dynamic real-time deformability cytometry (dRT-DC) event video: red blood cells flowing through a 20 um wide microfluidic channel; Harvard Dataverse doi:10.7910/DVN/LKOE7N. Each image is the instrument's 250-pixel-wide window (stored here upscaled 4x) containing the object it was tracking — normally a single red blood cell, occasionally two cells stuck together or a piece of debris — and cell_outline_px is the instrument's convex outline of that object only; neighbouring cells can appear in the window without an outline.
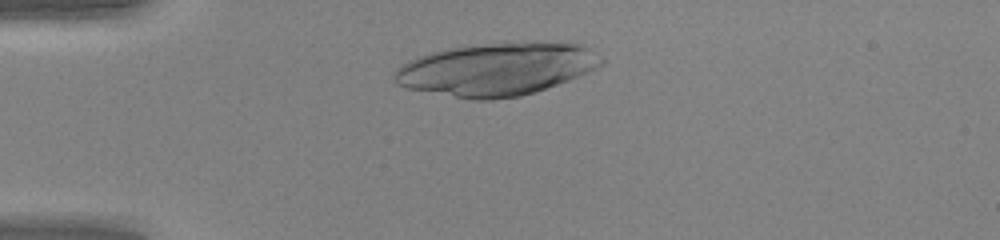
{"species": "human", "species_latin": "Homo sapiens", "temperature_condition": "warm", "stored_images_in_passage": 36, "camera_frame_rate_fps": 3000, "um_per_image_px": 0.085, "donor": {"sex": "female"}, "frame": {"image": 1, "passage_image": 6, "time_ms": 1.667, "image_size_px": [1000, 240], "cell_outline_px": [[608, 60], [604, 64], [588, 72], [568, 80], [520, 96], [492, 100], [472, 100], [404, 88], [396, 84], [392, 80], [392, 72], [396, 68], [408, 60], [416, 56], [448, 48], [504, 40], [524, 40], [580, 44], [592, 48]], "centroid_in_image_um": [42.21, 5.84], "position_along_channel_um": 42.8, "area_um2": 65.2}}